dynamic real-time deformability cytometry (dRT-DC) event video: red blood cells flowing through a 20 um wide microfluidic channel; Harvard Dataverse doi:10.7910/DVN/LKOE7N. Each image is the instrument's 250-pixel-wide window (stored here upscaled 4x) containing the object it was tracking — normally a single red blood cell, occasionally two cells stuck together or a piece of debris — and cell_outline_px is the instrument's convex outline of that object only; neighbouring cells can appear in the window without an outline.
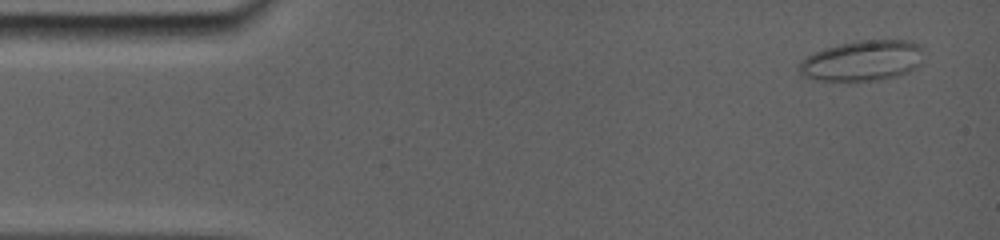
{"species": "common noctule bat (a hibernating species)", "species_latin": "Nyctalus noctula", "temperature_condition": "room temperature", "stored_images_in_passage": 7, "camera_frame_rate_fps": 5000, "um_per_image_px": 0.085, "animal": {"sex": "female", "body_mass_g": 19.0, "forearm_length_mm": 56.7}, "frame": {"image": 1, "passage_image": 1, "time_ms": 0.0, "image_size_px": [1000, 240], "cell_outline_px": [[924, 48], [920, 64], [916, 68], [908, 72], [896, 76], [880, 80], [852, 84], [848, 84], [816, 80], [804, 76], [800, 72], [800, 60], [812, 52], [824, 48], [856, 40], [912, 40], [920, 44]], "centroid_in_image_um": [73.3, 5.19], "position_along_channel_um": 11.7, "area_um2": 30.58}}
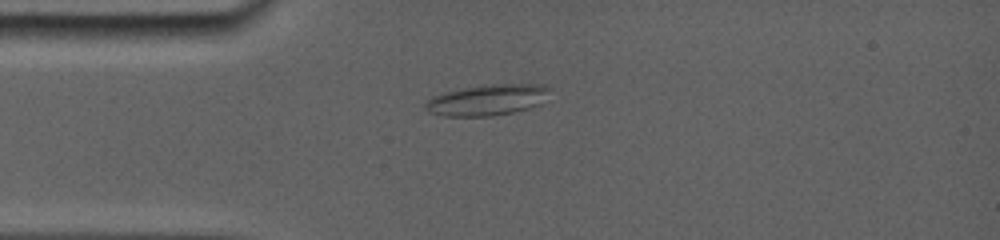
{"frame": {"image": 2, "passage_image": 5, "time_ms": 3.2, "image_size_px": [1000, 240], "cell_outline_px": [[552, 88], [544, 104], [512, 112], [492, 116], [444, 116], [428, 112], [424, 108], [424, 104], [432, 96], [444, 92], [464, 88], [492, 84], [544, 84]], "centroid_in_image_um": [41.47, 8.49], "position_along_channel_um": 43.5, "area_um2": 22.72}}
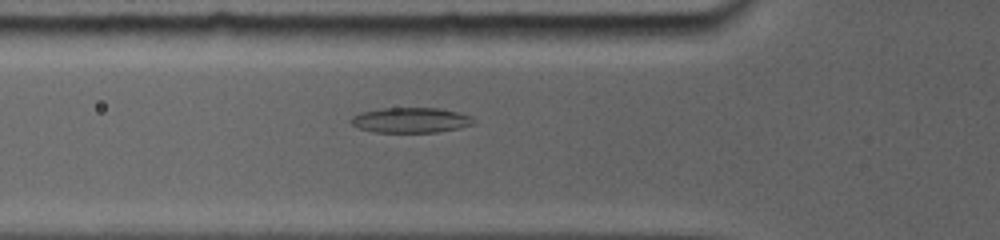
{"frame": {"image": 3, "passage_image": 7, "time_ms": 4.8, "image_size_px": [1000, 240], "cell_outline_px": [[472, 124], [456, 128], [436, 132], [376, 132], [360, 128], [352, 124], [352, 116], [360, 112], [380, 108], [436, 108], [456, 112], [472, 116]], "centroid_in_image_um": [34.87, 10.2], "position_along_channel_um": 90.9, "area_um2": 17.63}}